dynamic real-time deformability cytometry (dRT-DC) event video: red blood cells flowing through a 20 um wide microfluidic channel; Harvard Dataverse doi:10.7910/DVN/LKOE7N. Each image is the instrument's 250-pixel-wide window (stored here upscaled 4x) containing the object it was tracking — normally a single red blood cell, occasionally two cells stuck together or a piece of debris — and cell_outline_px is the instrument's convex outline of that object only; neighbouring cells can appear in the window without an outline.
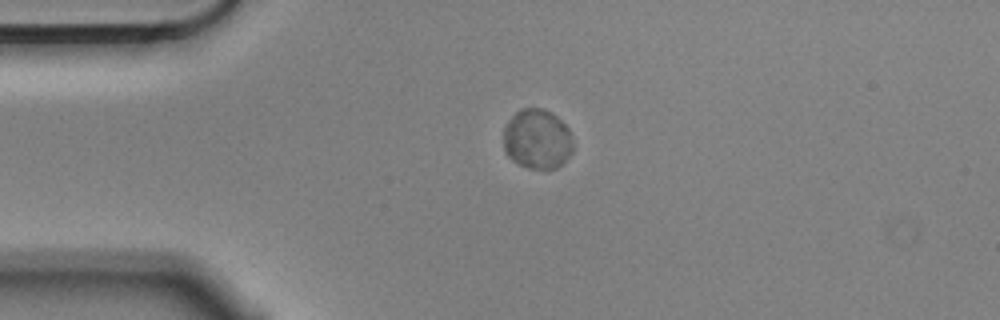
{"species": "Egyptian fruit bat (a non-hibernating species)", "species_latin": "Rousettus aegyptiacus", "temperature_condition": "cold", "stored_images_in_passage": 2, "camera_frame_rate_fps": 3000, "um_per_image_px": 0.085, "animal": {"sex": "male"}, "frame": {"image": 1, "passage_image": 2, "time_ms": 0.333, "image_size_px": [1000, 320], "cell_outline_px": [[572, 152], [556, 168], [528, 168], [512, 160], [504, 152], [504, 128], [508, 120], [520, 108], [540, 108], [552, 112], [568, 128], [572, 140]], "centroid_in_image_um": [45.64, 11.81], "position_along_channel_um": 39.4, "area_um2": 24.1}}